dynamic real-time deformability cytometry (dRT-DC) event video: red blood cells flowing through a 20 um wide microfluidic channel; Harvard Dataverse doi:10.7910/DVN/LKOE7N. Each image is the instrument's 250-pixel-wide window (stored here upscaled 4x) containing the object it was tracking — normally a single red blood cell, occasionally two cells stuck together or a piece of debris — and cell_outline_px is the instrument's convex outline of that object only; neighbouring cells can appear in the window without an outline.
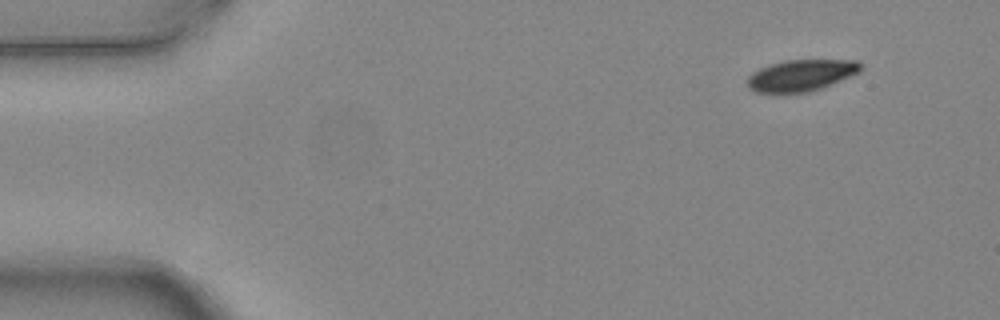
{"species": "common noctule bat (a hibernating species)", "species_latin": "Nyctalus noctula", "temperature_condition": "warm", "stored_images_in_passage": 4, "camera_frame_rate_fps": 3000, "um_per_image_px": 0.085, "animal": {"sex": "female", "body_mass_g": 24.6, "forearm_length_mm": 56.2}, "frame": {"image": 1, "passage_image": 1, "time_ms": 0.0, "image_size_px": [1000, 320], "cell_outline_px": [[864, 68], [860, 72], [832, 84], [812, 92], [756, 92], [748, 88], [748, 76], [752, 72], [768, 64], [784, 60], [856, 60]], "centroid_in_image_um": [68.11, 6.4], "position_along_channel_um": 16.9, "area_um2": 20.87}}
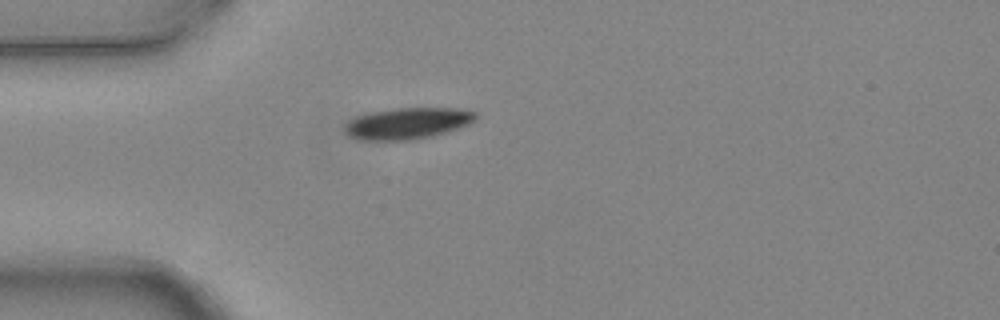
{"frame": {"image": 2, "passage_image": 4, "time_ms": 1.0, "image_size_px": [1000, 320], "cell_outline_px": [[476, 116], [468, 124], [448, 132], [432, 136], [412, 140], [356, 140], [348, 136], [344, 132], [344, 124], [348, 120], [356, 116], [368, 112], [396, 108], [456, 108], [476, 112]], "centroid_in_image_um": [34.55, 10.49], "position_along_channel_um": 50.4, "area_um2": 24.16}}